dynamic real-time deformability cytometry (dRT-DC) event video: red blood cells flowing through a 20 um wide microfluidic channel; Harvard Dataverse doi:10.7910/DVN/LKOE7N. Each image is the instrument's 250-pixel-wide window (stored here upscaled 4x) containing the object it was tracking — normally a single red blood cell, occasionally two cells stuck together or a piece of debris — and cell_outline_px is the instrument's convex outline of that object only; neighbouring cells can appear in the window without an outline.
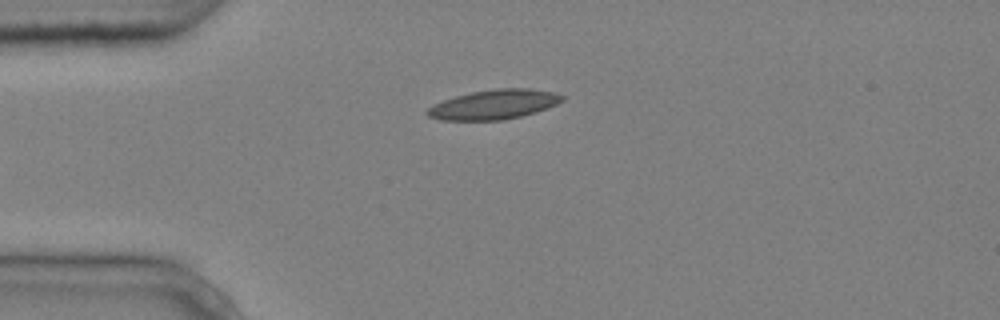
{"species": "common noctule bat (a hibernating species)", "species_latin": "Nyctalus noctula", "temperature_condition": "cold", "stored_images_in_passage": 3, "camera_frame_rate_fps": 3000, "um_per_image_px": 0.085, "animal": {"sex": "male", "body_mass_g": 20.4}, "frame": {"image": 1, "passage_image": 3, "time_ms": 0.667, "image_size_px": [1000, 320], "cell_outline_px": [[564, 100], [548, 108], [536, 112], [504, 120], [440, 120], [428, 116], [424, 112], [428, 108], [444, 100], [456, 96], [472, 92], [496, 88], [528, 88], [552, 92], [564, 96]], "centroid_in_image_um": [41.99, 8.88], "position_along_channel_um": 43.0, "area_um2": 23.12}}